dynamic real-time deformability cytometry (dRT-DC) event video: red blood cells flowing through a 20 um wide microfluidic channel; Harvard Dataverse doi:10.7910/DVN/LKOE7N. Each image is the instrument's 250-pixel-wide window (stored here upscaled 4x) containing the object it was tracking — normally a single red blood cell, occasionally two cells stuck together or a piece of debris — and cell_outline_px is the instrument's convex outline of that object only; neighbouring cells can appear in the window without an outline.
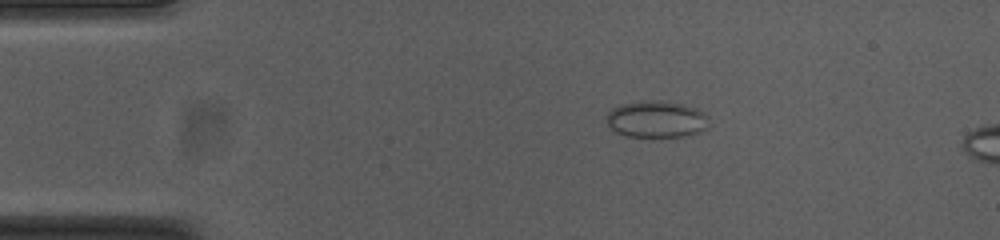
{"species": "common noctule bat (a hibernating species)", "species_latin": "Nyctalus noctula", "temperature_condition": "cold", "stored_images_in_passage": 6, "camera_frame_rate_fps": 3000, "um_per_image_px": 0.085, "animal": {"sex": "female", "body_mass_g": 23.0, "forearm_length_mm": 53.4}, "frame": {"image": 1, "passage_image": 1, "time_ms": 0.0, "image_size_px": [1000, 240], "cell_outline_px": [[712, 124], [708, 128], [700, 132], [684, 136], [628, 136], [616, 132], [608, 124], [608, 112], [612, 108], [624, 104], [676, 104], [696, 108], [704, 112], [708, 116]], "centroid_in_image_um": [55.89, 10.21], "position_along_channel_um": 29.1, "area_um2": 20.81}}